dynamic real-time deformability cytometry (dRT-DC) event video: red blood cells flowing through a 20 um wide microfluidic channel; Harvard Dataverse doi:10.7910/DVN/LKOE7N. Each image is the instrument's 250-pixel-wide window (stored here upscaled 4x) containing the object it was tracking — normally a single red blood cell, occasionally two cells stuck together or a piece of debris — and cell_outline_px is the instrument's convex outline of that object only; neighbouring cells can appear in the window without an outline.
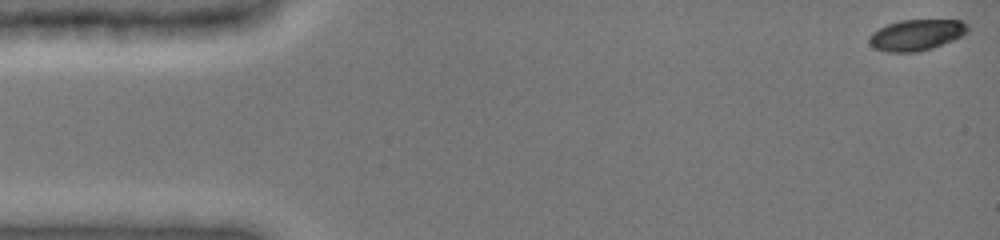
{"species": "common noctule bat (a hibernating species)", "species_latin": "Nyctalus noctula", "temperature_condition": "cold", "stored_images_in_passage": 48, "camera_frame_rate_fps": 3000, "um_per_image_px": 0.085, "animal": {"sex": "female", "body_mass_g": 19.0, "forearm_length_mm": 51.5}, "frame": {"image": 1, "passage_image": 1, "time_ms": 0.0, "image_size_px": [1000, 240], "cell_outline_px": [[968, 32], [952, 40], [932, 48], [916, 52], [888, 52], [876, 48], [868, 40], [872, 32], [888, 24], [900, 20], [960, 20], [968, 24]], "centroid_in_image_um": [77.91, 2.96], "position_along_channel_um": 7.1, "area_um2": 17.57}}
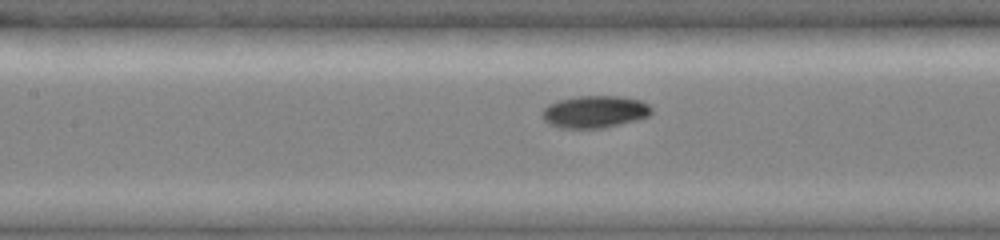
{"frame": {"image": 2, "passage_image": 22, "time_ms": 7.0, "image_size_px": [1000, 240], "cell_outline_px": [[652, 112], [648, 116], [636, 120], [604, 128], [560, 128], [544, 120], [540, 112], [548, 104], [556, 100], [576, 96], [620, 96], [640, 100], [648, 104], [652, 108]], "centroid_in_image_um": [50.53, 9.49], "position_along_channel_um": 156.9, "area_um2": 20.63}}
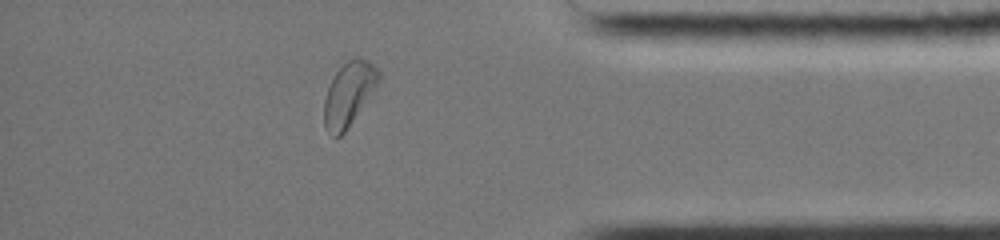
{"frame": {"image": 3, "passage_image": 42, "time_ms": 13.667, "image_size_px": [1000, 240], "cell_outline_px": [[380, 80], [344, 132], [336, 140], [324, 128], [324, 100], [328, 88], [336, 72], [348, 60], [356, 56], [372, 64], [380, 72]], "centroid_in_image_um": [29.62, 8.01], "position_along_channel_um": 405.6, "area_um2": 19.77}, "authors_computed_cell_mechanics": {"area_um2": 19.652, "velocity_mm_per_s": 3.9256, "shape_relaxation_time_tau1_ms": 2.2875, "shape_relaxation_time_tau2_ms": null, "deformation_change_tau1": 0.1086, "deformation_change_tau2": null}}